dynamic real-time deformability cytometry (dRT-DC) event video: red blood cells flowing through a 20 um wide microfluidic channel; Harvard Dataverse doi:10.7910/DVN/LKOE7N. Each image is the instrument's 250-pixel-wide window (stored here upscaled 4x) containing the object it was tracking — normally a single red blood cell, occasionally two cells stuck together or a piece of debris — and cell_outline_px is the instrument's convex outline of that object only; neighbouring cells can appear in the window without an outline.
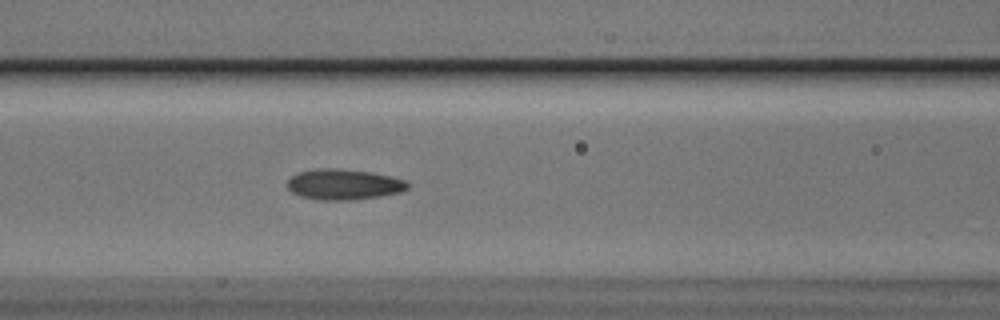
{"species": "Egyptian fruit bat (a non-hibernating species)", "species_latin": "Rousettus aegyptiacus", "temperature_condition": "cold", "stored_images_in_passage": 41, "camera_frame_rate_fps": 3000, "um_per_image_px": 0.085, "animal": {"sex": "male"}, "frame": {"image": 1, "passage_image": 17, "time_ms": 5.333, "image_size_px": [1000, 320], "cell_outline_px": [[408, 188], [400, 192], [380, 196], [352, 200], [320, 200], [300, 196], [292, 192], [288, 188], [288, 180], [296, 172], [316, 168], [340, 168], [368, 172], [388, 176], [404, 180], [408, 184]], "centroid_in_image_um": [29.17, 15.67], "position_along_channel_um": 137.4, "area_um2": 21.39}}
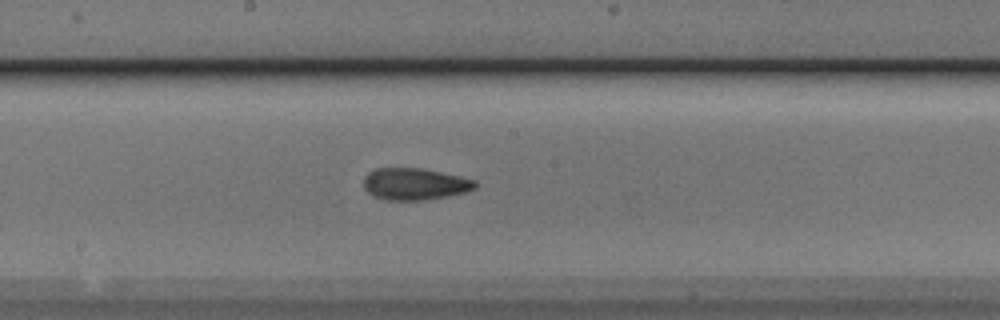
{"frame": {"image": 2, "passage_image": 23, "time_ms": 7.333, "image_size_px": [1000, 320], "cell_outline_px": [[480, 184], [476, 188], [468, 192], [448, 196], [424, 200], [384, 200], [368, 192], [364, 188], [364, 176], [368, 172], [376, 168], [420, 168], [460, 176], [476, 180]], "centroid_in_image_um": [35.3, 15.64], "position_along_channel_um": 212.9, "area_um2": 20.87}}
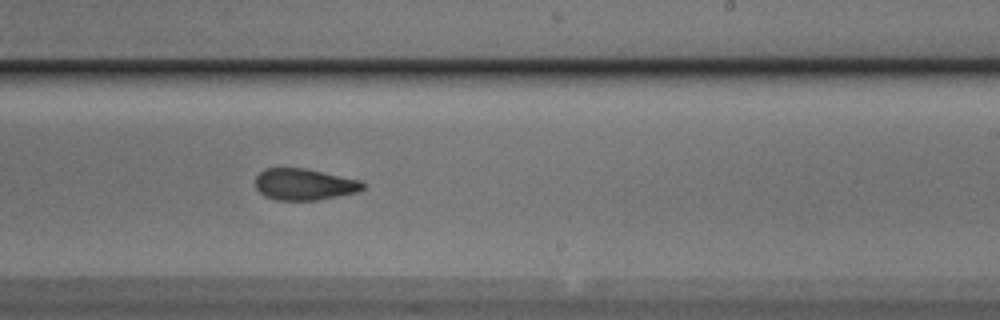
{"frame": {"image": 3, "passage_image": 27, "time_ms": 8.667, "image_size_px": [1000, 320], "cell_outline_px": [[364, 188], [360, 192], [320, 200], [276, 200], [264, 196], [256, 188], [256, 176], [264, 168], [304, 168], [360, 180], [364, 184]], "centroid_in_image_um": [25.87, 15.68], "position_along_channel_um": 263.1, "area_um2": 19.83}}